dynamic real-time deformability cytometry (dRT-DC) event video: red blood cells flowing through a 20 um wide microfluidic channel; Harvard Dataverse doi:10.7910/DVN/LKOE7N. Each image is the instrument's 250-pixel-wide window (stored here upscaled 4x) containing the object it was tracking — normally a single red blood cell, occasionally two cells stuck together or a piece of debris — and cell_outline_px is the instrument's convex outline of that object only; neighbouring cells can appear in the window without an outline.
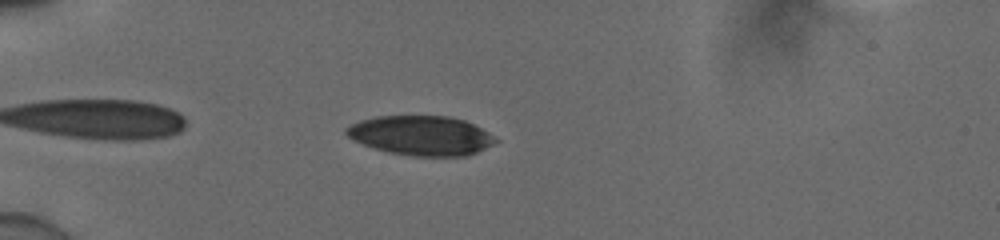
{"species": "human", "species_latin": "Homo sapiens", "temperature_condition": "cold", "stored_images_in_passage": 5, "camera_frame_rate_fps": 3000, "um_per_image_px": 0.085, "donor": {"sex": "male"}, "frame": {"image": 1, "passage_image": 2, "time_ms": 0.333, "image_size_px": [1000, 240], "cell_outline_px": [[500, 140], [468, 156], [412, 156], [388, 152], [352, 140], [344, 132], [344, 128], [360, 120], [376, 116], [448, 116], [464, 120], [488, 132]], "centroid_in_image_um": [35.78, 11.52], "position_along_channel_um": 49.2, "area_um2": 34.28}}
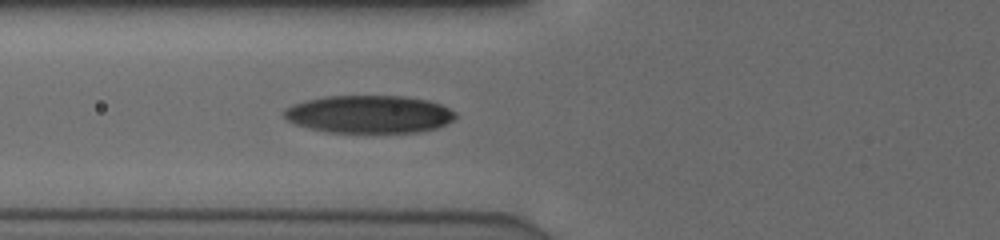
{"frame": {"image": 2, "passage_image": 5, "time_ms": 1.333, "image_size_px": [1000, 240], "cell_outline_px": [[456, 116], [452, 120], [436, 128], [420, 132], [328, 132], [296, 124], [288, 120], [284, 116], [284, 112], [288, 108], [296, 104], [308, 100], [328, 96], [404, 96], [428, 100], [440, 104], [456, 112]], "centroid_in_image_um": [31.43, 9.71], "position_along_channel_um": 94.4, "area_um2": 37.22}}